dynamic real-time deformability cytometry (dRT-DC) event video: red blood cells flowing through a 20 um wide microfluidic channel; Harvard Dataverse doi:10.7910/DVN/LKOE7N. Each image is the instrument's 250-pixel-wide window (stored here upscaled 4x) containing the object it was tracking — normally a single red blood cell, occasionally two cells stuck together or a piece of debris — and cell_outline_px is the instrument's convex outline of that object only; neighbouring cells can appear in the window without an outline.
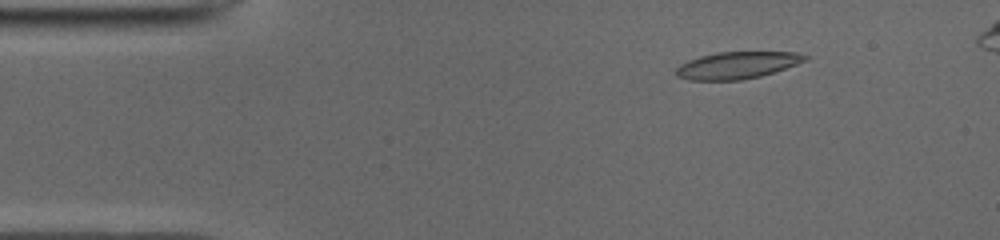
{"species": "common noctule bat (a hibernating species)", "species_latin": "Nyctalus noctula", "temperature_condition": "cold", "stored_images_in_passage": 48, "camera_frame_rate_fps": 3000, "um_per_image_px": 0.085, "animal": {"sex": "male", "body_mass_g": 19.0, "forearm_length_mm": 50.8}, "frame": {"image": 1, "passage_image": 5, "time_ms": 1.333, "image_size_px": [1000, 240], "cell_outline_px": [[812, 56], [808, 60], [760, 76], [740, 80], [688, 80], [676, 76], [676, 68], [680, 64], [688, 60], [700, 56], [716, 52], [796, 52]], "centroid_in_image_um": [62.65, 5.54], "position_along_channel_um": 22.3, "area_um2": 20.29}}
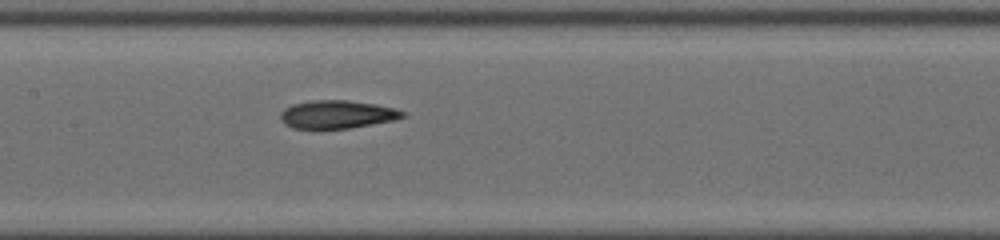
{"frame": {"image": 2, "passage_image": 22, "time_ms": 7.0, "image_size_px": [1000, 240], "cell_outline_px": [[404, 116], [396, 120], [348, 128], [292, 128], [284, 124], [280, 120], [280, 112], [284, 108], [292, 104], [312, 100], [348, 100], [376, 104], [396, 108], [404, 112]], "centroid_in_image_um": [28.63, 9.71], "position_along_channel_um": 178.8, "area_um2": 20.06}}
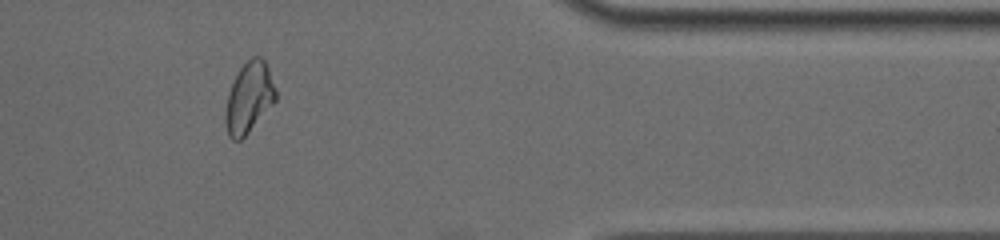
{"frame": {"image": 3, "passage_image": 40, "time_ms": 13.0, "image_size_px": [1000, 240], "cell_outline_px": [[276, 100], [248, 132], [240, 140], [232, 140], [228, 136], [224, 120], [224, 112], [228, 92], [240, 68], [252, 56], [260, 56], [264, 60], [268, 68], [276, 88]], "centroid_in_image_um": [21.15, 8.3], "position_along_channel_um": 390.3, "area_um2": 20.58}, "authors_computed_cell_mechanics": {"area_um2": 20.519, "velocity_mm_per_s": 3.9484, "shape_relaxation_time_tau1_ms": null, "shape_relaxation_time_tau2_ms": 3.082, "deformation_change_tau1": null, "deformation_change_tau2": 0.0978}}